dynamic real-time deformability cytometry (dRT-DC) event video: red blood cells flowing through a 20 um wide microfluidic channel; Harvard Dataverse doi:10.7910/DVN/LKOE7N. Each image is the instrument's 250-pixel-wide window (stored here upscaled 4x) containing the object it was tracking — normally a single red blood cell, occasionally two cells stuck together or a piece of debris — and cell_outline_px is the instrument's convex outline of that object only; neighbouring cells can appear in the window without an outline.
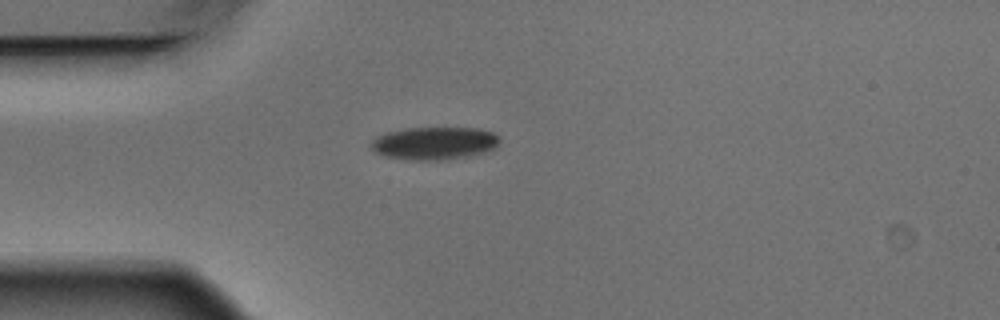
{"species": "Egyptian fruit bat (a non-hibernating species)", "species_latin": "Rousettus aegyptiacus", "temperature_condition": "warm", "stored_images_in_passage": 6, "camera_frame_rate_fps": 3000, "um_per_image_px": 0.085, "animal": {"sex": "male"}, "frame": {"image": 1, "passage_image": 1, "time_ms": 0.0, "image_size_px": [1000, 320], "cell_outline_px": [[500, 140], [496, 148], [484, 152], [468, 156], [448, 160], [408, 160], [384, 156], [376, 152], [372, 148], [372, 140], [376, 136], [388, 132], [408, 128], [480, 128], [492, 132], [500, 136]], "centroid_in_image_um": [36.96, 12.18], "position_along_channel_um": 48.0, "area_um2": 24.68}}
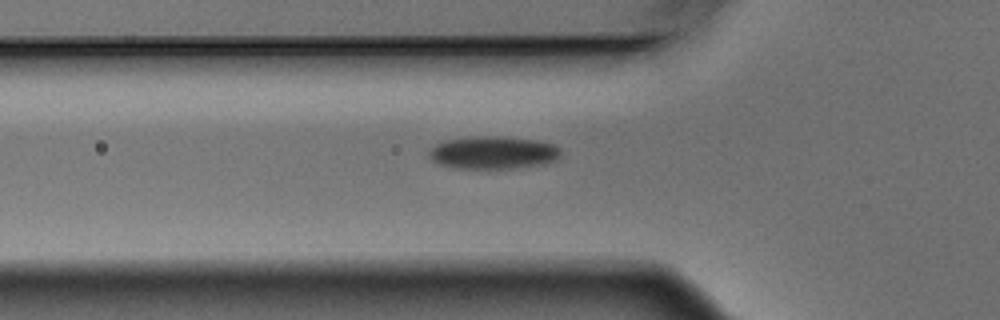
{"frame": {"image": 2, "passage_image": 5, "time_ms": 1.333, "image_size_px": [1000, 320], "cell_outline_px": [[560, 156], [556, 160], [544, 164], [512, 168], [452, 168], [440, 164], [432, 160], [428, 156], [428, 152], [436, 144], [444, 140], [476, 136], [500, 136], [536, 140], [552, 144], [560, 148]], "centroid_in_image_um": [41.9, 12.97], "position_along_channel_um": 83.9, "area_um2": 25.14}}